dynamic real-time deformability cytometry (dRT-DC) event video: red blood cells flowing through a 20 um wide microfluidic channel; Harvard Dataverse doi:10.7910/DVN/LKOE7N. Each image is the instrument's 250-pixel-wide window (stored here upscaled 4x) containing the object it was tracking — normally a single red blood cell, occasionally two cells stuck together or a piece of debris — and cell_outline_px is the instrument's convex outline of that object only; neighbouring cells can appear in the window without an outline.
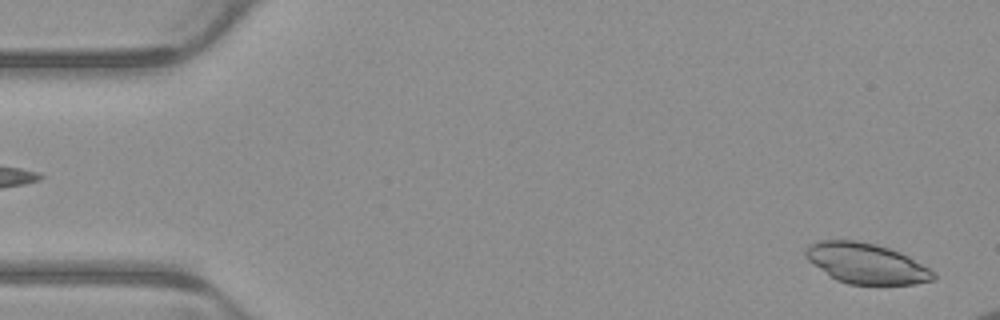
{"species": "common noctule bat (a hibernating species)", "species_latin": "Nyctalus noctula", "temperature_condition": "warm", "stored_images_in_passage": 3, "segment_of_instrument_passage": [2, 2], "camera_frame_rate_fps": 3000, "um_per_image_px": 0.085, "animal": {"sex": "male", "body_mass_g": 23.1, "forearm_length_mm": 52.7}, "frame": {"image": 1, "passage_image": 3, "time_ms": 0.667, "image_size_px": [1000, 320], "cell_outline_px": [[936, 280], [916, 284], [848, 284], [836, 280], [812, 264], [804, 256], [804, 248], [808, 244], [820, 240], [856, 240], [876, 244], [900, 252], [908, 256], [936, 272]], "centroid_in_image_um": [73.62, 22.39], "position_along_channel_um": 11.4, "area_um2": 30.35}}